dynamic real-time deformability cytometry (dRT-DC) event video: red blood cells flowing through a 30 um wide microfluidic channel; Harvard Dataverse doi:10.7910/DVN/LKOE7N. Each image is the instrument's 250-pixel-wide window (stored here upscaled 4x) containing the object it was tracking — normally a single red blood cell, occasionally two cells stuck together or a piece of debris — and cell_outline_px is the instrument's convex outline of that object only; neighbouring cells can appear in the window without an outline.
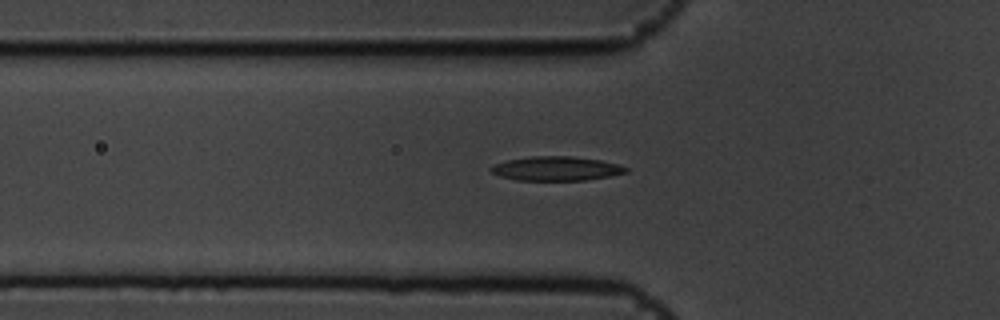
{"species": "common noctule bat (a hibernating species)", "species_latin": "Nyctalus noctula", "temperature_condition": "cold", "stored_images_in_passage": 40, "camera_frame_rate_fps": 3000, "um_per_image_px": 0.085, "animal": {"sex": "male", "body_mass_g": 19.5, "forearm_length_mm": 54.6}, "frame": {"image": 1, "passage_image": 4, "time_ms": 1.0, "image_size_px": [1000, 320], "cell_outline_px": [[628, 172], [608, 176], [584, 180], [516, 180], [500, 176], [492, 172], [488, 168], [496, 164], [508, 160], [532, 156], [572, 156], [600, 160], [620, 164], [628, 168]], "centroid_in_image_um": [47.3, 14.32], "position_along_channel_um": 78.5, "area_um2": 18.9}}
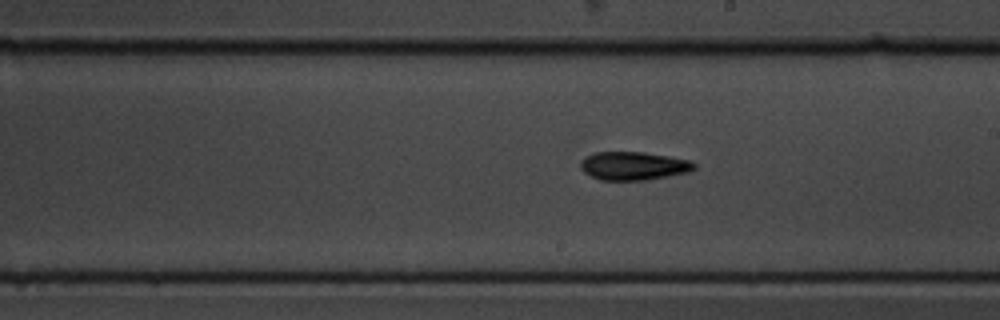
{"frame": {"image": 2, "passage_image": 17, "time_ms": 5.333, "image_size_px": [1000, 320], "cell_outline_px": [[696, 168], [688, 172], [648, 180], [600, 180], [584, 172], [580, 168], [580, 160], [596, 152], [644, 152], [692, 160], [696, 164]], "centroid_in_image_um": [53.87, 14.1], "position_along_channel_um": 235.1, "area_um2": 18.84}}
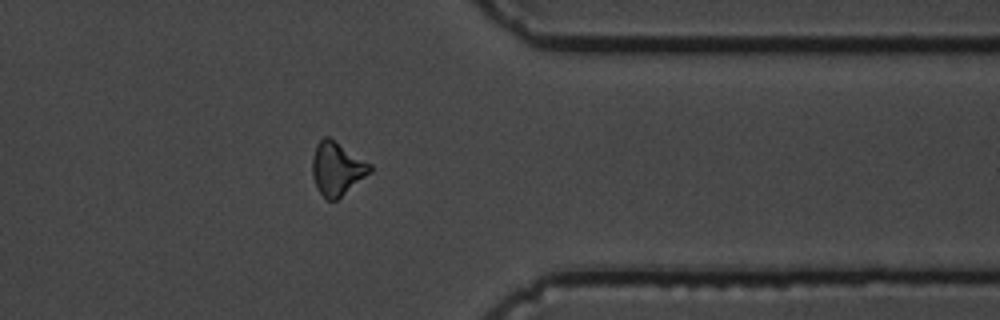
{"frame": {"image": 3, "passage_image": 30, "time_ms": 9.667, "image_size_px": [1000, 320], "cell_outline_px": [[372, 172], [336, 200], [328, 200], [316, 188], [312, 176], [312, 156], [316, 144], [324, 136], [328, 136], [372, 164]], "centroid_in_image_um": [28.64, 14.32], "position_along_channel_um": 382.8, "area_um2": 17.98}}